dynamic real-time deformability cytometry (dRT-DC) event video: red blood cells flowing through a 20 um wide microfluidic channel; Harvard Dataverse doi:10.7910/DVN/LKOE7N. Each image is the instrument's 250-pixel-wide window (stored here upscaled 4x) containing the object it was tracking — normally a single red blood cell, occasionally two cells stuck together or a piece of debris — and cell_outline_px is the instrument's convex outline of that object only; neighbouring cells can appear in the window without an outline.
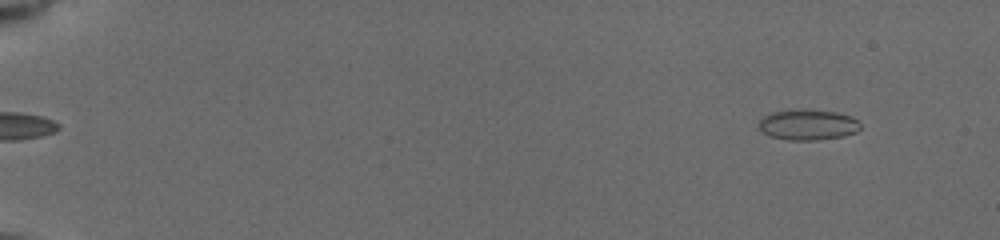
{"species": "common noctule bat (a hibernating species)", "species_latin": "Nyctalus noctula", "temperature_condition": "cold", "stored_images_in_passage": 83, "camera_frame_rate_fps": 3000, "um_per_image_px": 0.085, "animal": {"sex": "female", "body_mass_g": 19.5, "forearm_length_mm": 54.1}, "frame": {"image": 1, "passage_image": 3, "time_ms": 0.333, "image_size_px": [1000, 240], "cell_outline_px": [[860, 128], [856, 132], [844, 136], [816, 140], [784, 140], [772, 136], [764, 132], [760, 128], [760, 120], [764, 116], [772, 112], [836, 112], [848, 116], [856, 120], [860, 124]], "centroid_in_image_um": [68.69, 10.66], "position_along_channel_um": 16.3, "area_um2": 17.11}}
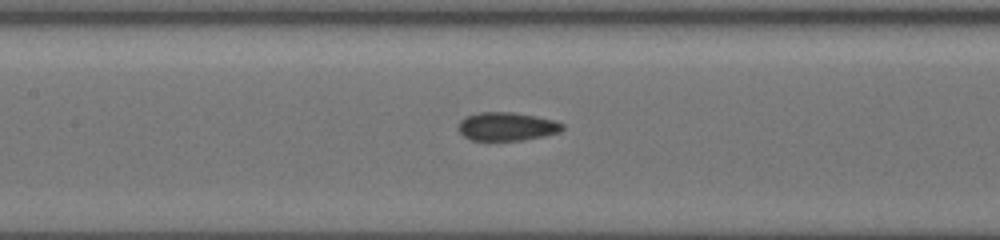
{"frame": {"image": 2, "passage_image": 34, "time_ms": 8.0, "image_size_px": [1000, 240], "cell_outline_px": [[564, 128], [560, 132], [544, 136], [520, 140], [472, 140], [464, 136], [456, 128], [460, 120], [464, 116], [480, 112], [512, 112], [536, 116], [556, 120], [564, 124]], "centroid_in_image_um": [43.07, 10.74], "position_along_channel_um": 164.3, "area_um2": 17.4}}
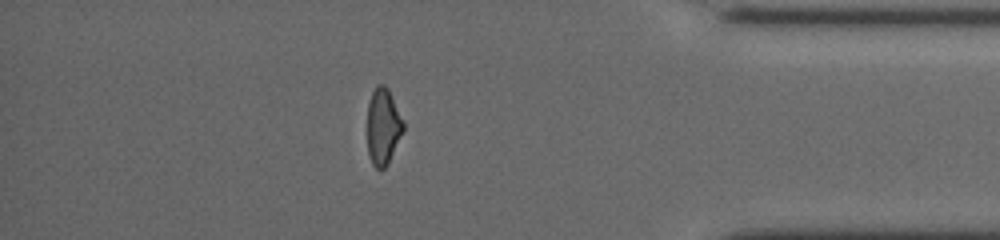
{"frame": {"image": 3, "passage_image": 69, "time_ms": 14.667, "image_size_px": [1000, 240], "cell_outline_px": [[404, 128], [388, 164], [380, 172], [372, 164], [368, 152], [368, 104], [372, 92], [376, 84], [384, 84], [388, 88], [404, 120]], "centroid_in_image_um": [32.57, 10.75], "position_along_channel_um": 402.6, "area_um2": 16.13}, "authors_computed_cell_mechanics": {"area_um2": 17.34, "velocity_mm_per_s": 3.9451, "shape_relaxation_time_tau1_ms": 5.0189, "shape_relaxation_time_tau2_ms": 1.9703, "deformation_change_tau1": 0.1306, "deformation_change_tau2": 0.0889}}